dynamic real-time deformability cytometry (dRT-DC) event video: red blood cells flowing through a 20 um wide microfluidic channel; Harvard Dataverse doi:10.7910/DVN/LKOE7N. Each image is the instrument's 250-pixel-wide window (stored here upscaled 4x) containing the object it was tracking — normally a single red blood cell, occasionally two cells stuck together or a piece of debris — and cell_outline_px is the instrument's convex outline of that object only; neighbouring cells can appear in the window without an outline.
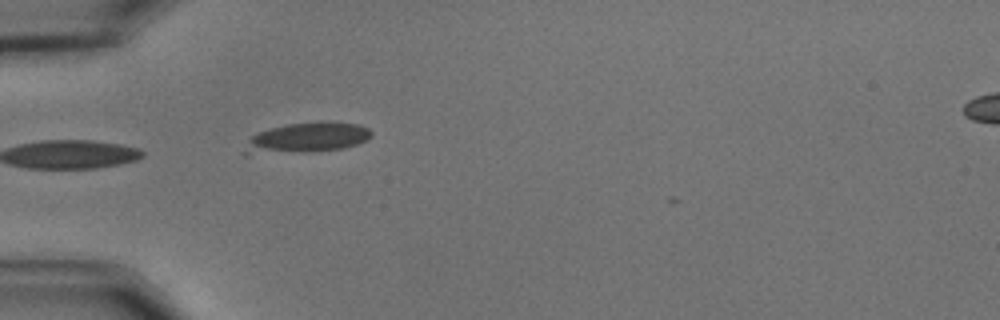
{"species": "common noctule bat (a hibernating species)", "species_latin": "Nyctalus noctula", "temperature_condition": "cold", "stored_images_in_passage": 6, "camera_frame_rate_fps": 3000, "um_per_image_px": 0.085, "animal": {"sex": "male", "body_mass_g": 15.6}, "frame": {"image": 1, "passage_image": 1, "time_ms": 0.0, "image_size_px": [1000, 320], "cell_outline_px": [[372, 136], [356, 144], [344, 148], [312, 152], [244, 156], [240, 152], [248, 140], [256, 132], [288, 124], [328, 120], [356, 124], [368, 128], [372, 132]], "centroid_in_image_um": [25.97, 11.74], "position_along_channel_um": 59.0, "area_um2": 23.12}}